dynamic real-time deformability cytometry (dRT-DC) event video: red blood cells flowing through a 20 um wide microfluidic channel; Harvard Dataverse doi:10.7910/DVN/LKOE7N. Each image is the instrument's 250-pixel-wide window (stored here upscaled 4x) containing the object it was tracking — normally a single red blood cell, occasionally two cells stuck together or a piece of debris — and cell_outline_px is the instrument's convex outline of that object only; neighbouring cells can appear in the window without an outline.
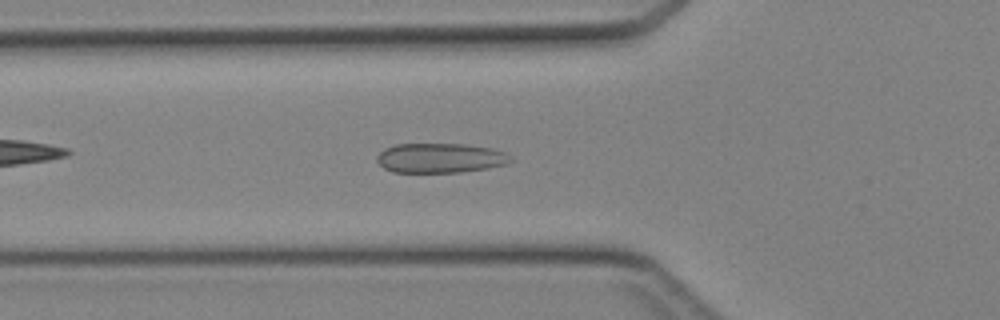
{"species": "Egyptian fruit bat (a non-hibernating species)", "species_latin": "Rousettus aegyptiacus", "temperature_condition": "cold", "stored_images_in_passage": 44, "camera_frame_rate_fps": 3000, "um_per_image_px": 0.085, "animal": {"sex": "female"}, "frame": {"image": 1, "passage_image": 15, "time_ms": 4.667, "image_size_px": [1000, 320], "cell_outline_px": [[512, 160], [508, 164], [488, 168], [460, 172], [392, 172], [384, 168], [376, 160], [376, 156], [384, 148], [396, 144], [464, 144], [492, 148], [504, 152]], "centroid_in_image_um": [37.4, 13.43], "position_along_channel_um": 88.4, "area_um2": 23.12}}
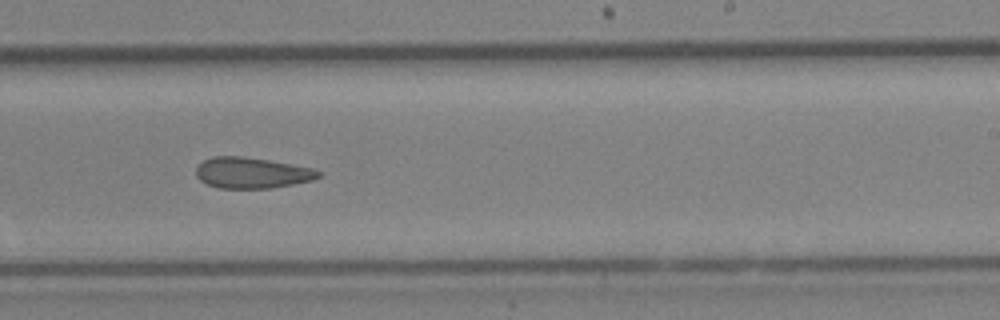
{"frame": {"image": 2, "passage_image": 27, "time_ms": 8.667, "image_size_px": [1000, 320], "cell_outline_px": [[320, 176], [312, 180], [292, 184], [268, 188], [220, 188], [208, 184], [200, 180], [196, 176], [196, 168], [204, 160], [212, 156], [240, 156], [268, 160], [292, 164], [312, 168], [320, 172]], "centroid_in_image_um": [21.38, 14.69], "position_along_channel_um": 267.6, "area_um2": 21.79}}
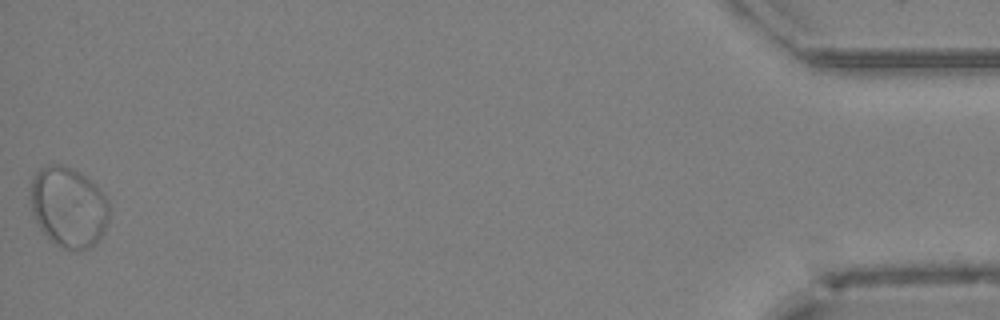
{"frame": {"image": 3, "passage_image": 44, "time_ms": 14.333, "image_size_px": [1000, 320], "cell_outline_px": [[108, 220], [104, 232], [92, 248], [76, 252], [64, 248], [48, 240], [40, 228], [32, 212], [32, 176], [40, 168], [48, 164], [64, 164], [80, 172], [96, 184], [108, 200]], "centroid_in_image_um": [5.84, 17.61], "position_along_channel_um": 429.4, "area_um2": 37.22}}